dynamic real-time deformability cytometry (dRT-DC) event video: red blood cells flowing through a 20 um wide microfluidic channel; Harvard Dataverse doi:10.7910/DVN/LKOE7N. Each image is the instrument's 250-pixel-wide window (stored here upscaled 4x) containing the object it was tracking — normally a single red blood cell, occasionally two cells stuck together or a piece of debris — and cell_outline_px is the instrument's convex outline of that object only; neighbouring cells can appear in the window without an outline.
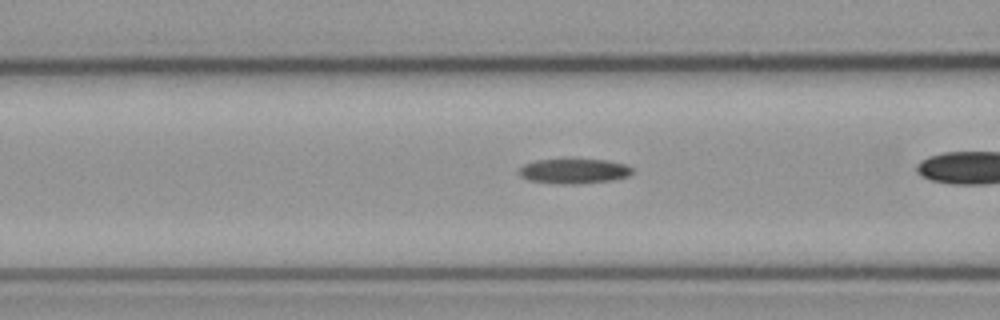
{"species": "common noctule bat (a hibernating species)", "species_latin": "Nyctalus noctula", "temperature_condition": "cold", "stored_images_in_passage": 32, "camera_frame_rate_fps": 3000, "um_per_image_px": 0.085, "animal": {"sex": "male", "body_mass_g": 23.1, "forearm_length_mm": 52.7}, "frame": {"image": 1, "passage_image": 11, "time_ms": 3.333, "image_size_px": [1000, 320], "cell_outline_px": [[632, 172], [628, 176], [612, 180], [576, 184], [556, 184], [528, 180], [520, 176], [516, 172], [524, 164], [536, 160], [568, 156], [604, 160], [624, 164], [632, 168]], "centroid_in_image_um": [48.71, 14.5], "position_along_channel_um": 117.9, "area_um2": 17.28}}
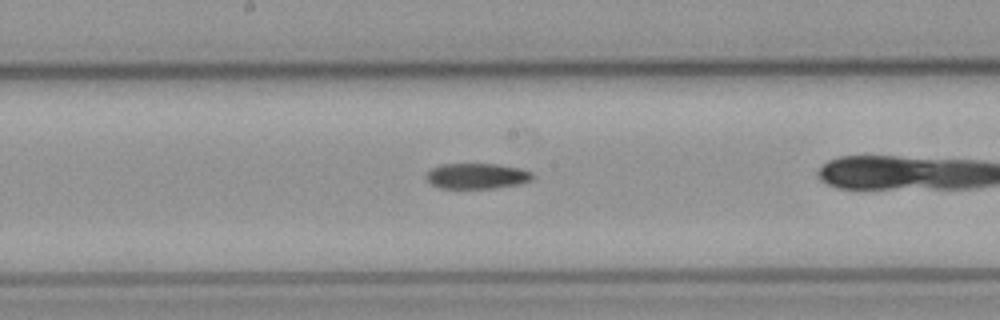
{"frame": {"image": 2, "passage_image": 18, "time_ms": 5.667, "image_size_px": [1000, 320], "cell_outline_px": [[532, 180], [520, 184], [496, 188], [440, 188], [432, 184], [424, 176], [432, 168], [440, 164], [496, 164], [520, 168], [532, 172]], "centroid_in_image_um": [40.54, 14.96], "position_along_channel_um": 207.7, "area_um2": 15.84}}
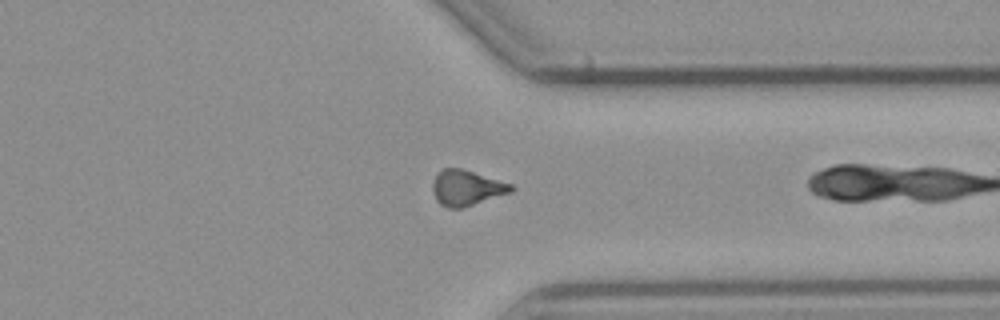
{"frame": {"image": 3, "passage_image": 31, "time_ms": 10.0, "image_size_px": [1000, 320], "cell_outline_px": [[512, 192], [464, 208], [448, 208], [440, 204], [436, 200], [432, 192], [432, 184], [436, 176], [444, 168], [460, 168], [512, 184]], "centroid_in_image_um": [39.64, 15.99], "position_along_channel_um": 371.8, "area_um2": 16.13}}